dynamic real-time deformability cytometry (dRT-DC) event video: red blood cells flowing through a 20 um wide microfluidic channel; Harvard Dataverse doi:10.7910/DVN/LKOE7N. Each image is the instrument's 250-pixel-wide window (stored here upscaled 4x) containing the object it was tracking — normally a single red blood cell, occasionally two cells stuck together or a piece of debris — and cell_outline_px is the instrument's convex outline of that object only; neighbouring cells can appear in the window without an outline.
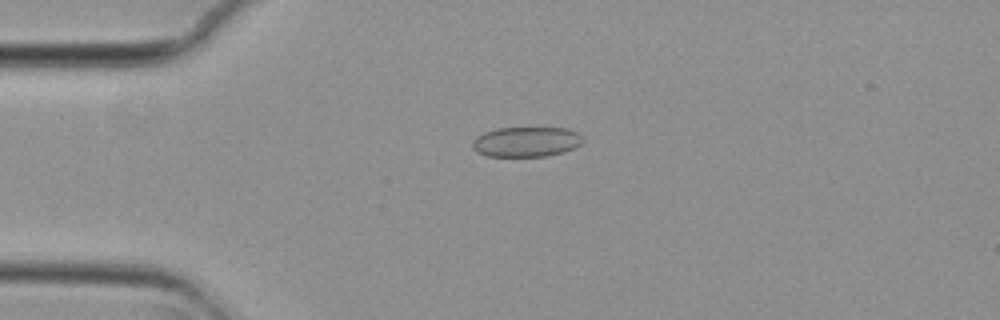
{"species": "common noctule bat (a hibernating species)", "species_latin": "Nyctalus noctula", "temperature_condition": "cold", "stored_images_in_passage": 47, "camera_frame_rate_fps": 3000, "um_per_image_px": 0.085, "animal": {"sex": "female", "body_mass_g": 29.2, "forearm_length_mm": 56.3}, "frame": {"image": 1, "passage_image": 5, "time_ms": 1.333, "image_size_px": [1000, 320], "cell_outline_px": [[584, 140], [580, 144], [564, 152], [544, 156], [488, 156], [476, 152], [472, 148], [472, 140], [476, 136], [484, 132], [496, 128], [568, 128], [580, 132], [584, 136]], "centroid_in_image_um": [44.74, 12.04], "position_along_channel_um": 40.3, "area_um2": 19.54}}
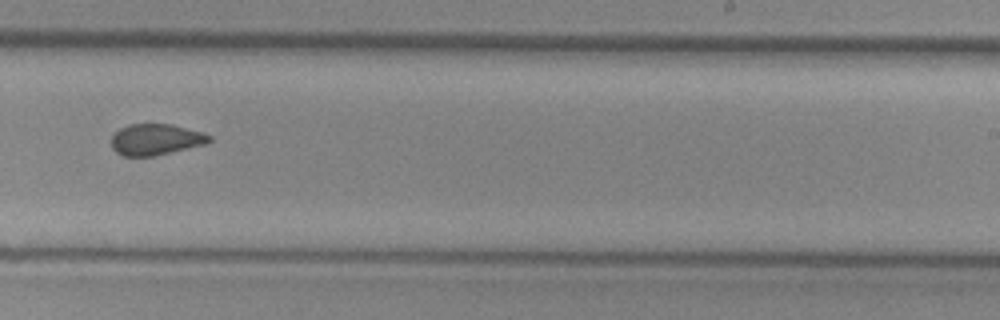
{"frame": {"image": 2, "passage_image": 26, "time_ms": 8.333, "image_size_px": [1000, 320], "cell_outline_px": [[212, 140], [204, 144], [152, 156], [124, 156], [116, 152], [112, 148], [112, 136], [120, 128], [128, 124], [172, 124], [204, 132], [212, 136]], "centroid_in_image_um": [13.25, 11.84], "position_along_channel_um": 275.8, "area_um2": 17.69}}
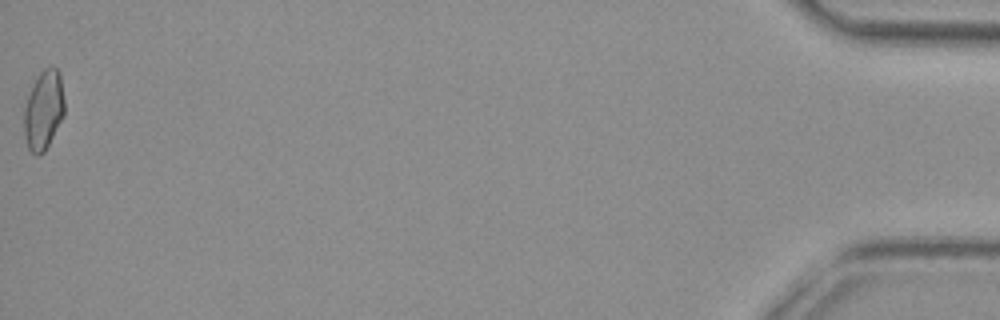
{"frame": {"image": 3, "passage_image": 47, "time_ms": 15.333, "image_size_px": [1000, 320], "cell_outline_px": [[64, 116], [44, 152], [40, 156], [36, 156], [28, 148], [24, 136], [24, 108], [32, 84], [40, 72], [44, 68], [52, 64], [60, 72], [64, 100]], "centroid_in_image_um": [3.71, 9.34], "position_along_channel_um": 431.5, "area_um2": 18.9}, "authors_computed_cell_mechanics": {"area_um2": 18.6116, "velocity_mm_per_s": 3.7418, "shape_relaxation_time_tau1_ms": null, "shape_relaxation_time_tau2_ms": 1.6853, "deformation_change_tau1": null, "deformation_change_tau2": 0.0712}}